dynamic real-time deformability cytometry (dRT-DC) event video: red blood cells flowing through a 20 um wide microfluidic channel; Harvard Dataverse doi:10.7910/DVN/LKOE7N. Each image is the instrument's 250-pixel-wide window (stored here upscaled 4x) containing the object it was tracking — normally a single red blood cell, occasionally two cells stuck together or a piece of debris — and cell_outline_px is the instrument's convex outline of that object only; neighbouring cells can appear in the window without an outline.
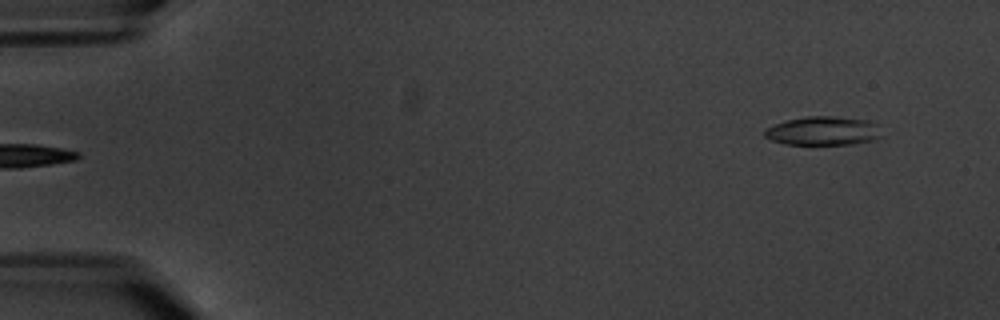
{"species": "common noctule bat (a hibernating species)", "species_latin": "Nyctalus noctula", "temperature_condition": "warm", "stored_images_in_passage": 3, "segment_of_instrument_passage": [2, 2], "camera_frame_rate_fps": 3000, "um_per_image_px": 0.085, "animal": {"sex": "male", "body_mass_g": 20.1, "forearm_length_mm": 53.5}, "frame": {"image": 1, "passage_image": 3, "time_ms": 2.333, "image_size_px": [1000, 320], "cell_outline_px": [[884, 136], [872, 140], [852, 144], [784, 144], [772, 140], [764, 136], [764, 128], [784, 120], [804, 116], [832, 116], [868, 120], [876, 124]], "centroid_in_image_um": [69.94, 11.12], "position_along_channel_um": 15.1, "area_um2": 19.83}}